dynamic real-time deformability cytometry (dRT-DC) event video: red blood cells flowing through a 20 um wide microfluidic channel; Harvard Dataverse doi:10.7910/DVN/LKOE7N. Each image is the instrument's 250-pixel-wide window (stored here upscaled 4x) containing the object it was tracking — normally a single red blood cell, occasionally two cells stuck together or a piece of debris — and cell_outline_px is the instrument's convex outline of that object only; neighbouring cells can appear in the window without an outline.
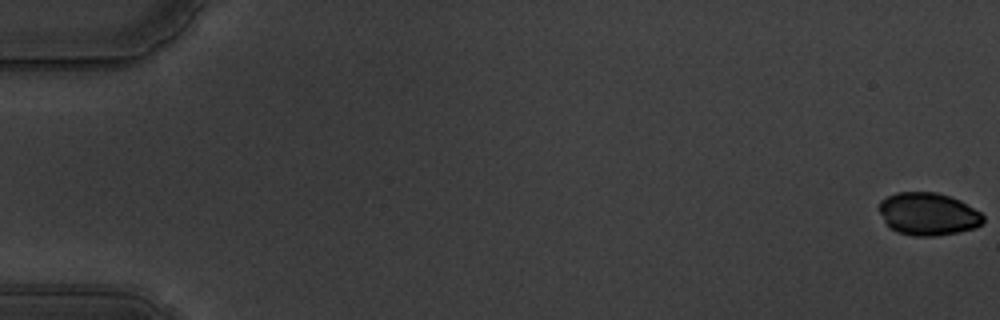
{"species": "common noctule bat (a hibernating species)", "species_latin": "Nyctalus noctula", "temperature_condition": "warm", "stored_images_in_passage": 52, "camera_frame_rate_fps": 3000, "um_per_image_px": 0.085, "animal": {"sex": "male", "body_mass_g": 19.5, "forearm_length_mm": 54.6}, "frame": {"image": 1, "passage_image": 1, "time_ms": 0.0, "image_size_px": [1000, 320], "cell_outline_px": [[984, 220], [976, 228], [956, 232], [932, 236], [916, 236], [896, 232], [888, 228], [880, 212], [880, 200], [896, 192], [936, 192], [960, 200], [980, 212], [984, 216]], "centroid_in_image_um": [78.87, 18.19], "position_along_channel_um": 6.1, "area_um2": 25.78}}
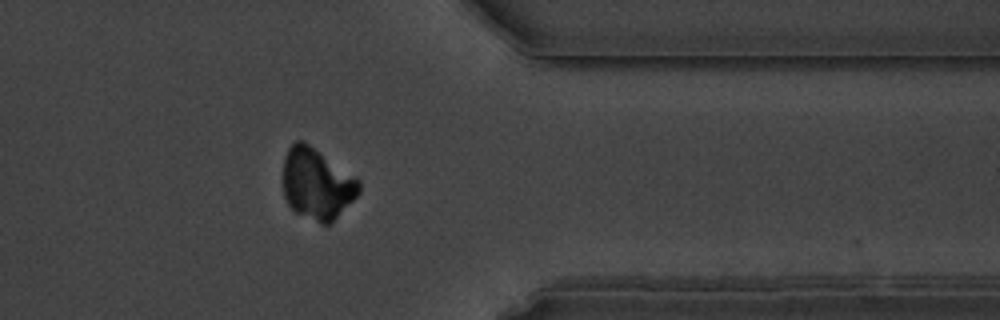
{"frame": {"image": 2, "passage_image": 48, "time_ms": 15.667, "image_size_px": [1000, 320], "cell_outline_px": [[360, 192], [328, 224], [320, 224], [296, 212], [288, 204], [284, 196], [284, 156], [288, 148], [296, 140], [304, 140], [356, 176], [360, 180]], "centroid_in_image_um": [26.93, 15.58], "position_along_channel_um": 384.5, "area_um2": 31.33}}